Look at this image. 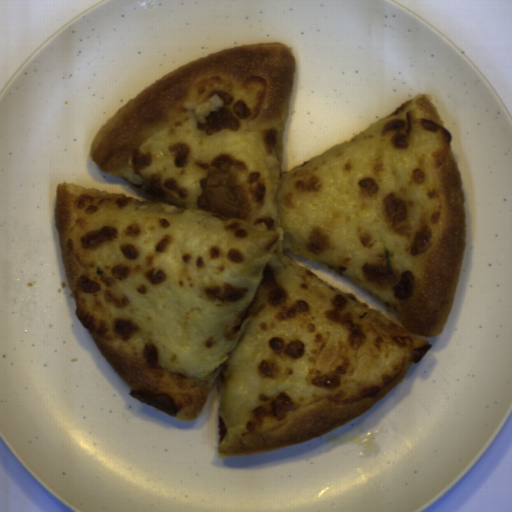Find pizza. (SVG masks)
Instances as JSON below:
<instances>
[{
  "label": "pizza",
  "instance_id": "1",
  "mask_svg": "<svg viewBox=\"0 0 512 512\" xmlns=\"http://www.w3.org/2000/svg\"><path fill=\"white\" fill-rule=\"evenodd\" d=\"M297 62L249 43L162 75L91 141L157 201L56 184L74 316L135 400L194 421L220 376L218 458L342 427L442 335L468 216L452 134L420 95L282 176ZM394 308L403 327L284 249Z\"/></svg>",
  "mask_w": 512,
  "mask_h": 512
}]
</instances>
